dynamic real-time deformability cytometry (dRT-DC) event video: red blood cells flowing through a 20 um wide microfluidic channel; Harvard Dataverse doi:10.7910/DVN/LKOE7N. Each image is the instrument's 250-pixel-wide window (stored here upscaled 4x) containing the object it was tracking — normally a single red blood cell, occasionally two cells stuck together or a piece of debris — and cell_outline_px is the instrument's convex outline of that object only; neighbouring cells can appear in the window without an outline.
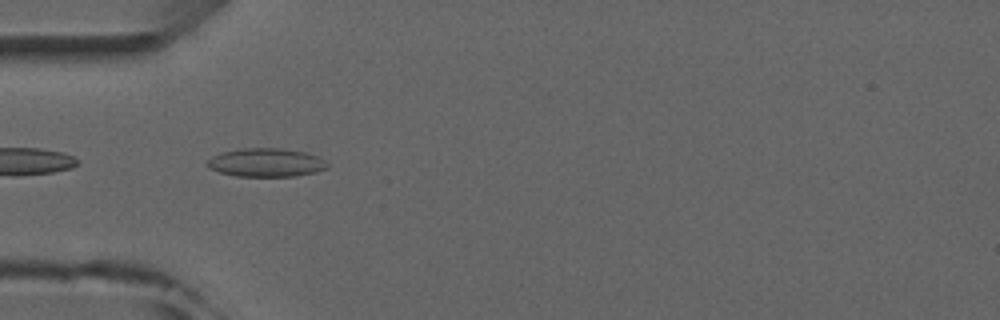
{"species": "common noctule bat (a hibernating species)", "species_latin": "Nyctalus noctula", "temperature_condition": "room temperature", "stored_images_in_passage": 5, "camera_frame_rate_fps": 3000, "um_per_image_px": 0.085, "animal": {"sex": "male", "forearm_length_mm": 52.5}, "frame": {"image": 1, "passage_image": 4, "time_ms": 3.333, "image_size_px": [1000, 320], "cell_outline_px": [[328, 168], [316, 172], [296, 176], [236, 176], [220, 172], [208, 168], [208, 160], [212, 156], [220, 152], [244, 148], [280, 148], [304, 152], [320, 156], [328, 164]], "centroid_in_image_um": [22.64, 13.81], "position_along_channel_um": 62.4, "area_um2": 20.0}}
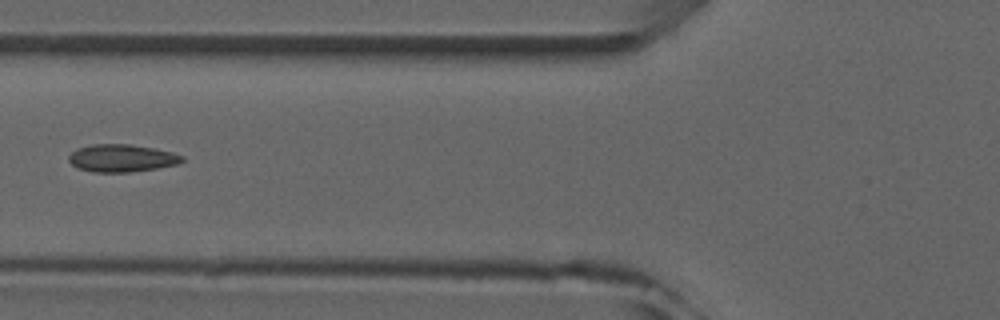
{"frame": {"image": 2, "passage_image": 5, "time_ms": 4.667, "image_size_px": [1000, 320], "cell_outline_px": [[184, 160], [180, 164], [156, 168], [128, 172], [92, 172], [76, 168], [68, 160], [68, 156], [76, 148], [92, 144], [132, 144], [172, 152], [184, 156]], "centroid_in_image_um": [10.33, 13.44], "position_along_channel_um": 115.5, "area_um2": 18.32}}